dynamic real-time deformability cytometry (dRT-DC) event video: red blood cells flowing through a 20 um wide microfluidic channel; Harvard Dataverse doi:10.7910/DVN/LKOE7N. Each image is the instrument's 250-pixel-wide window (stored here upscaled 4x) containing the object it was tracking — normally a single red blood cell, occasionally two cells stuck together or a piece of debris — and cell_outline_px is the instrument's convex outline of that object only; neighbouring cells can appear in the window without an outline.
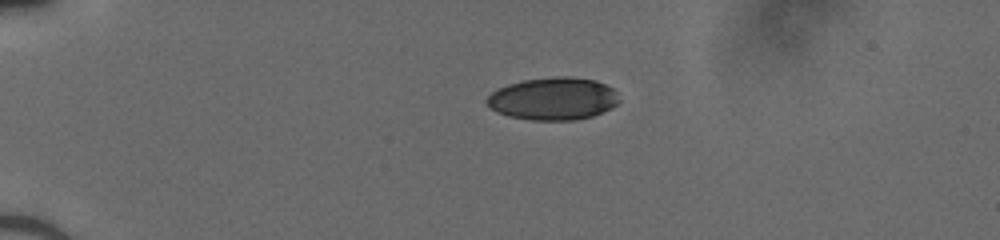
{"species": "human", "species_latin": "Homo sapiens", "temperature_condition": "cold", "stored_images_in_passage": 39, "camera_frame_rate_fps": 3000, "um_per_image_px": 0.085, "donor": {"sex": "male"}, "frame": {"image": 1, "passage_image": 1, "time_ms": 0.0, "image_size_px": [1000, 240], "cell_outline_px": [[620, 100], [616, 104], [592, 116], [572, 120], [532, 120], [508, 116], [492, 108], [484, 100], [492, 92], [508, 84], [524, 80], [556, 76], [572, 76], [596, 80], [612, 88], [616, 92]], "centroid_in_image_um": [47.02, 8.37], "position_along_channel_um": 38.0, "area_um2": 32.54}}
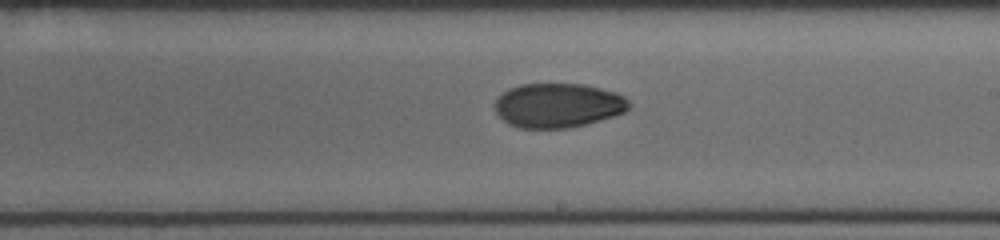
{"frame": {"image": 2, "passage_image": 20, "time_ms": 6.333, "image_size_px": [1000, 240], "cell_outline_px": [[628, 108], [624, 112], [612, 116], [584, 124], [568, 128], [520, 128], [508, 124], [496, 112], [496, 100], [508, 88], [520, 84], [584, 84], [616, 92], [624, 96], [628, 100]], "centroid_in_image_um": [47.41, 8.95], "position_along_channel_um": 241.6, "area_um2": 34.39}}
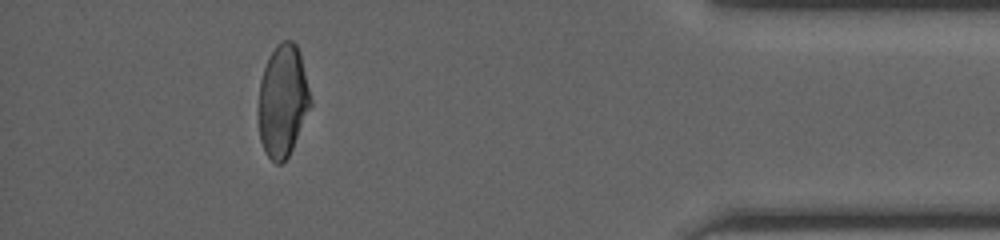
{"frame": {"image": 3, "passage_image": 35, "time_ms": 11.333, "image_size_px": [1000, 240], "cell_outline_px": [[312, 104], [292, 148], [288, 156], [280, 164], [276, 164], [268, 156], [260, 140], [260, 80], [268, 56], [284, 40], [292, 40], [296, 44], [300, 52], [312, 100]], "centroid_in_image_um": [24.06, 8.55], "position_along_channel_um": 411.1, "area_um2": 33.41}}